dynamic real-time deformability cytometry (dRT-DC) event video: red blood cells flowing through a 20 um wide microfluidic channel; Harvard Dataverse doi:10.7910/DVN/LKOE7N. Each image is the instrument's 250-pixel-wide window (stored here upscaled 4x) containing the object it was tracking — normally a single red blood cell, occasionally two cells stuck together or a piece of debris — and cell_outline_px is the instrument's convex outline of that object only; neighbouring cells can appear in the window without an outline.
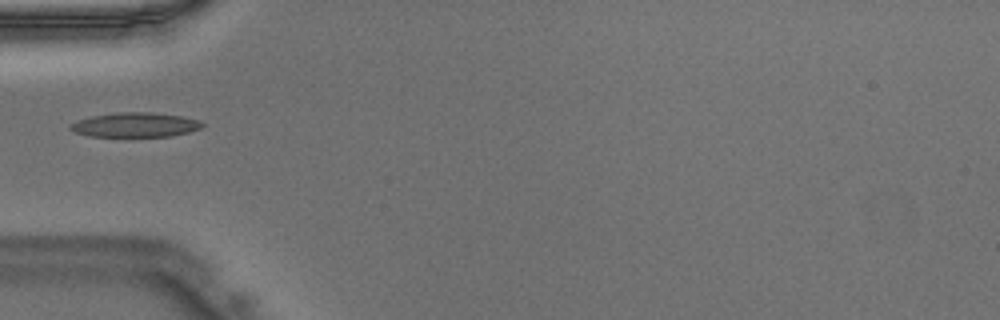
{"species": "Egyptian fruit bat (a non-hibernating species)", "species_latin": "Rousettus aegyptiacus", "temperature_condition": "warm", "stored_images_in_passage": 32, "camera_frame_rate_fps": 3000, "um_per_image_px": 0.085, "animal": {"sex": "male"}, "frame": {"image": 1, "passage_image": 1, "time_ms": 0.0, "image_size_px": [1000, 320], "cell_outline_px": [[204, 124], [200, 128], [188, 132], [172, 136], [88, 136], [76, 132], [68, 128], [68, 124], [76, 120], [92, 116], [120, 112], [152, 112], [180, 116], [200, 120]], "centroid_in_image_um": [11.46, 10.61], "position_along_channel_um": 73.5, "area_um2": 18.79}}
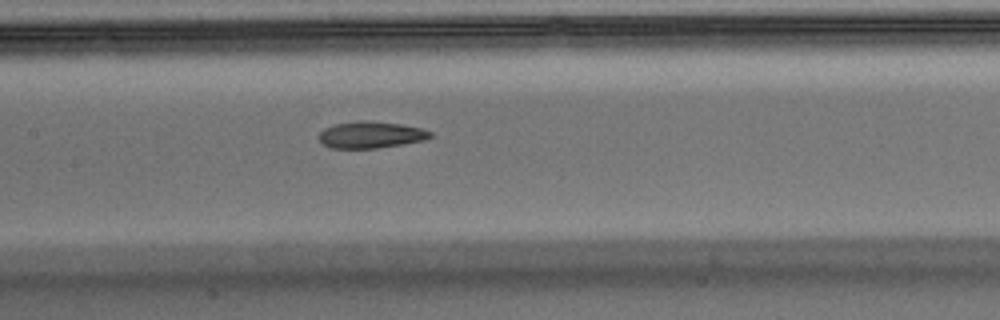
{"frame": {"image": 2, "passage_image": 8, "time_ms": 2.333, "image_size_px": [1000, 320], "cell_outline_px": [[432, 136], [420, 140], [400, 144], [376, 148], [328, 148], [320, 144], [316, 136], [324, 128], [332, 124], [356, 120], [364, 120], [400, 124], [420, 128], [432, 132]], "centroid_in_image_um": [31.38, 11.45], "position_along_channel_um": 176.0, "area_um2": 17.4}}
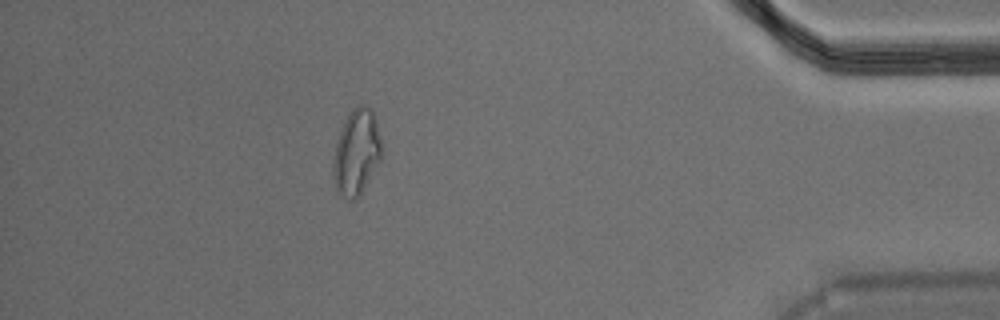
{"frame": {"image": 3, "passage_image": 27, "time_ms": 8.667, "image_size_px": [1000, 320], "cell_outline_px": [[380, 160], [360, 192], [352, 200], [340, 192], [336, 188], [332, 164], [336, 144], [340, 132], [348, 112], [356, 104], [364, 104], [372, 112], [376, 120], [380, 140]], "centroid_in_image_um": [30.28, 12.86], "position_along_channel_um": 404.9, "area_um2": 23.24}}